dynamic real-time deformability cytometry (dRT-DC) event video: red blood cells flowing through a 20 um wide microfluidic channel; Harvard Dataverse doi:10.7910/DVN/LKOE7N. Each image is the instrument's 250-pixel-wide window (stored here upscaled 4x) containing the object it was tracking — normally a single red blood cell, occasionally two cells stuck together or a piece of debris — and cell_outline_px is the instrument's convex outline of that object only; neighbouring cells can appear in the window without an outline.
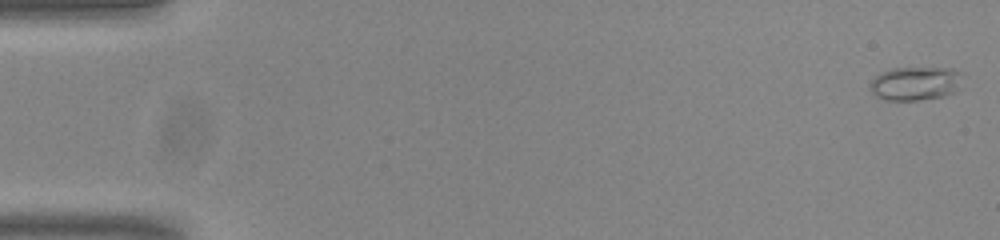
{"species": "common noctule bat (a hibernating species)", "species_latin": "Nyctalus noctula", "temperature_condition": "room temperature", "stored_images_in_passage": 54, "camera_frame_rate_fps": 3000, "um_per_image_px": 0.085, "animal": {"sex": "male", "body_mass_g": 20.0, "forearm_length_mm": 53.3}, "frame": {"image": 1, "passage_image": 1, "time_ms": 0.0, "image_size_px": [1000, 240], "cell_outline_px": [[964, 88], [944, 96], [916, 100], [888, 100], [876, 96], [868, 88], [868, 84], [880, 72], [892, 68], [952, 68], [960, 72]], "centroid_in_image_um": [77.84, 7.09], "position_along_channel_um": 7.2, "area_um2": 18.5}}
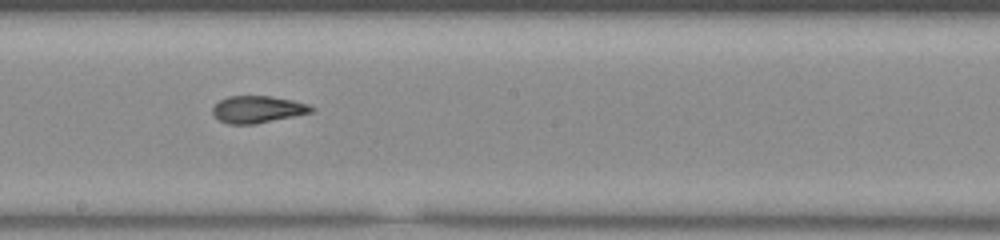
{"frame": {"image": 2, "passage_image": 30, "time_ms": 9.667, "image_size_px": [1000, 240], "cell_outline_px": [[316, 112], [256, 124], [228, 124], [220, 120], [212, 112], [212, 108], [220, 100], [228, 96], [272, 96], [292, 100], [308, 104], [316, 108]], "centroid_in_image_um": [21.96, 9.3], "position_along_channel_um": 226.2, "area_um2": 15.72}}
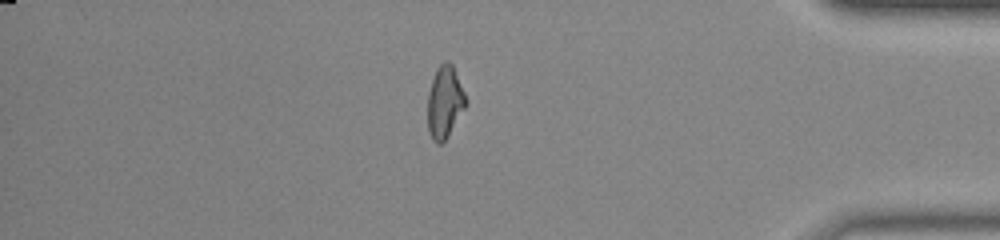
{"frame": {"image": 3, "passage_image": 46, "time_ms": 15.0, "image_size_px": [1000, 240], "cell_outline_px": [[468, 104], [448, 136], [440, 144], [436, 144], [432, 140], [428, 132], [428, 92], [436, 68], [444, 60], [448, 60], [452, 64], [464, 92]], "centroid_in_image_um": [37.8, 8.68], "position_along_channel_um": 397.4, "area_um2": 16.18}, "authors_computed_cell_mechanics": {"area_um2": 16.184, "velocity_mm_per_s": 3.8317, "shape_relaxation_time_tau1_ms": 7.2328, "shape_relaxation_time_tau2_ms": 1.9583, "deformation_change_tau1": 0.1943, "deformation_change_tau2": 0.0837}}